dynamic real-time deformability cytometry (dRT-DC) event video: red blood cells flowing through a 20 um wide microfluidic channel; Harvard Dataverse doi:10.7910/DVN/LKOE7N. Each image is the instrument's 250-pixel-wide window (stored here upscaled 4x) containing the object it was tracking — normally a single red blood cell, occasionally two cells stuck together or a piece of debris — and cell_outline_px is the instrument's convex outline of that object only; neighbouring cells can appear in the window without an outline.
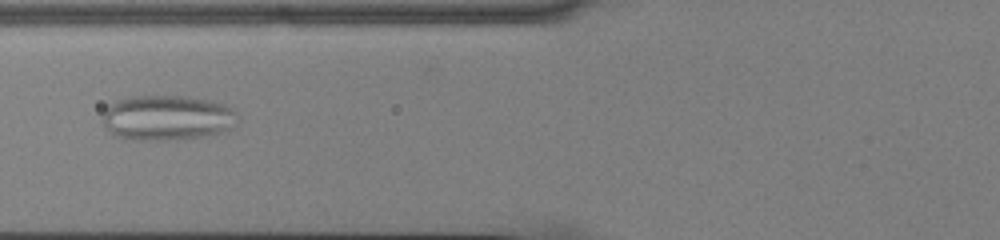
{"species": "common noctule bat (a hibernating species)", "species_latin": "Nyctalus noctula", "temperature_condition": "cold", "stored_images_in_passage": 37, "camera_frame_rate_fps": 3000, "um_per_image_px": 0.085, "animal": {"sex": "male", "body_mass_g": 13.0, "forearm_length_mm": 53.1}, "frame": {"image": 1, "passage_image": 5, "time_ms": 1.333, "image_size_px": [1000, 240], "cell_outline_px": [[240, 120], [228, 132], [212, 136], [164, 140], [124, 140], [116, 136], [100, 120], [104, 108], [108, 104], [116, 100], [128, 96], [188, 96], [212, 100], [224, 104], [232, 108], [240, 116]], "centroid_in_image_um": [14.25, 10.01], "position_along_channel_um": 111.6, "area_um2": 36.7}}
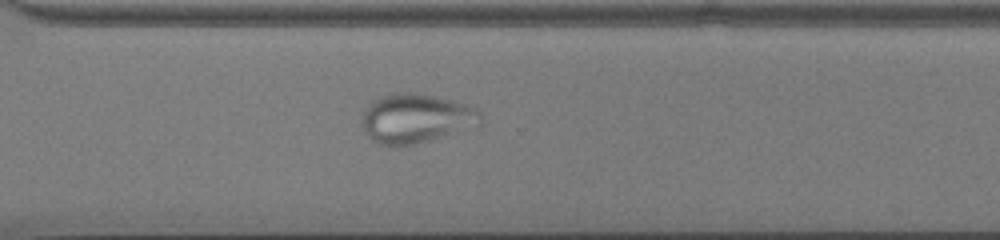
{"frame": {"image": 2, "passage_image": 23, "time_ms": 7.333, "image_size_px": [1000, 240], "cell_outline_px": [[484, 124], [476, 128], [412, 144], [392, 148], [388, 148], [376, 144], [364, 132], [360, 120], [368, 104], [372, 100], [380, 96], [392, 92], [416, 92], [464, 104], [476, 108], [484, 116]], "centroid_in_image_um": [35.35, 10.09], "position_along_channel_um": 335.2, "area_um2": 34.97}}
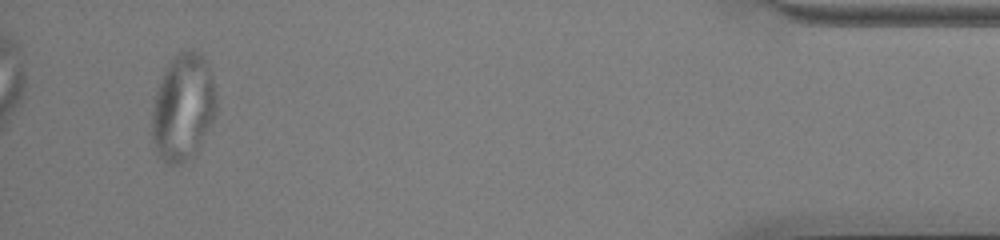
{"frame": {"image": 3, "passage_image": 35, "time_ms": 11.333, "image_size_px": [1000, 240], "cell_outline_px": [[216, 116], [196, 152], [192, 156], [180, 164], [168, 164], [160, 160], [156, 152], [152, 140], [152, 104], [156, 88], [168, 60], [180, 52], [188, 48], [192, 48], [200, 52], [208, 64], [212, 76], [216, 92]], "centroid_in_image_um": [15.55, 9.09], "position_along_channel_um": 419.7, "area_um2": 40.98}}